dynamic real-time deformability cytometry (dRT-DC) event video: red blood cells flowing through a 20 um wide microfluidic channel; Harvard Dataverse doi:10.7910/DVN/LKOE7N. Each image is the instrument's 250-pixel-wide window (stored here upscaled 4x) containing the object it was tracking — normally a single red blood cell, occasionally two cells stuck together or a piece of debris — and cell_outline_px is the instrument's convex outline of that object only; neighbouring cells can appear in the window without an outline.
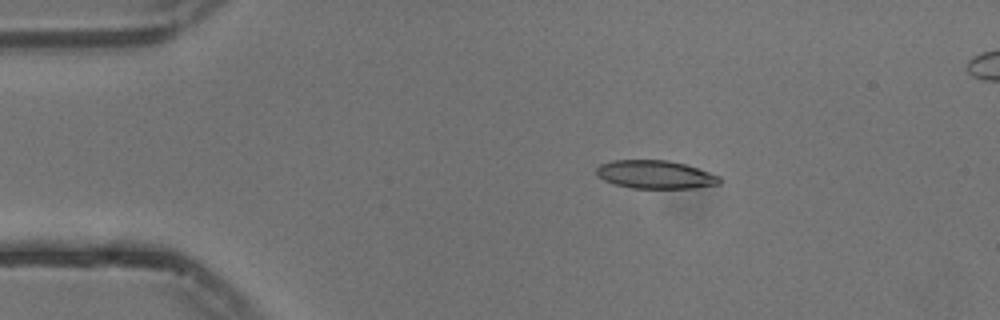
{"species": "common noctule bat (a hibernating species)", "species_latin": "Nyctalus noctula", "temperature_condition": "cold", "stored_images_in_passage": 47, "segment_of_instrument_passage": [1, 2], "camera_frame_rate_fps": 3000, "um_per_image_px": 0.085, "animal": {"sex": "male", "body_mass_g": 13.3}, "frame": {"image": 1, "passage_image": 1, "time_ms": 0.0, "image_size_px": [1000, 320], "cell_outline_px": [[720, 184], [692, 188], [632, 188], [616, 184], [604, 180], [596, 176], [596, 168], [600, 164], [612, 160], [668, 160], [684, 164], [720, 176]], "centroid_in_image_um": [55.67, 14.83], "position_along_channel_um": 29.3, "area_um2": 20.17}}
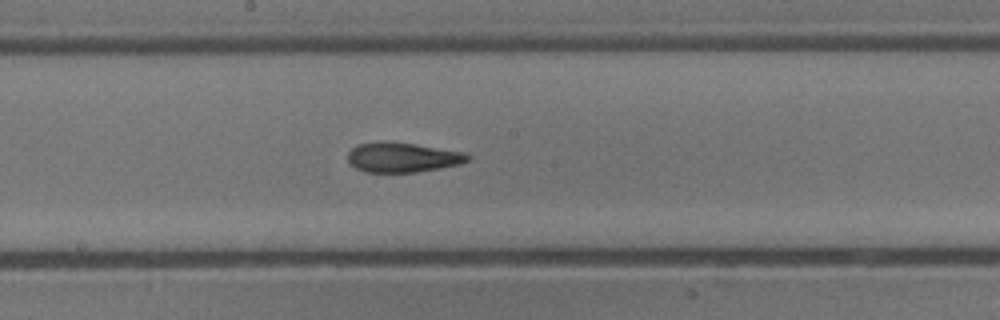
{"frame": {"image": 2, "passage_image": 20, "time_ms": 6.333, "image_size_px": [1000, 320], "cell_outline_px": [[468, 160], [460, 164], [440, 168], [416, 172], [364, 172], [356, 168], [348, 160], [348, 152], [356, 144], [416, 144], [464, 152], [468, 156]], "centroid_in_image_um": [34.23, 13.41], "position_along_channel_um": 214.0, "area_um2": 20.0}}
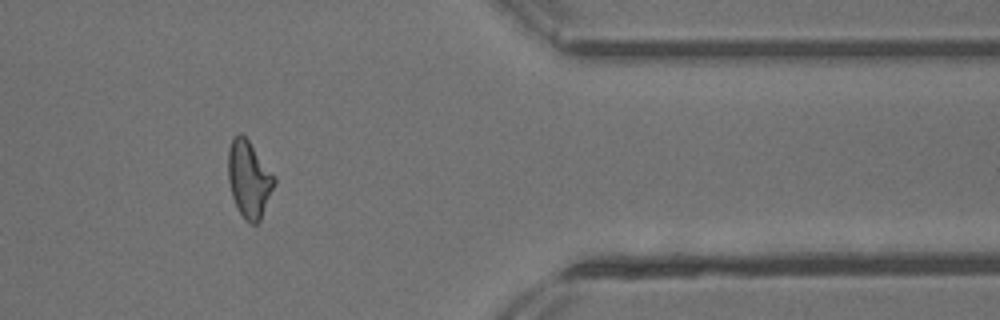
{"frame": {"image": 3, "passage_image": 36, "time_ms": 11.667, "image_size_px": [1000, 320], "cell_outline_px": [[276, 180], [260, 220], [256, 224], [252, 224], [244, 220], [232, 196], [228, 180], [228, 148], [232, 140], [240, 132], [248, 140], [276, 176]], "centroid_in_image_um": [21.16, 15.22], "position_along_channel_um": 390.2, "area_um2": 20.46}}